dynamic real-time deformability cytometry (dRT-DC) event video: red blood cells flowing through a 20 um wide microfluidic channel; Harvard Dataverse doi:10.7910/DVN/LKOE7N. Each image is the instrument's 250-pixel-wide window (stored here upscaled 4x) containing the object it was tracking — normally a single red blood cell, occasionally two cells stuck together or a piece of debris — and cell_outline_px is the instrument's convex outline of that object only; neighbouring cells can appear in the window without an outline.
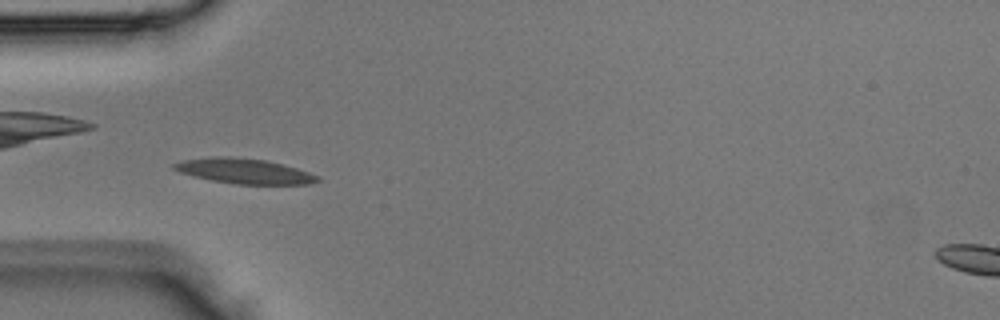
{"species": "Egyptian fruit bat (a non-hibernating species)", "species_latin": "Rousettus aegyptiacus", "temperature_condition": "room temperature", "stored_images_in_passage": 4, "camera_frame_rate_fps": 3000, "um_per_image_px": 0.085, "animal": {"sex": "male"}, "frame": {"image": 1, "passage_image": 3, "time_ms": 0.667, "image_size_px": [1000, 320], "cell_outline_px": [[320, 180], [308, 184], [232, 184], [212, 180], [180, 172], [172, 168], [172, 164], [184, 160], [212, 156], [228, 156], [264, 160], [296, 168], [320, 176]], "centroid_in_image_um": [20.75, 14.54], "position_along_channel_um": 64.2, "area_um2": 20.75}}
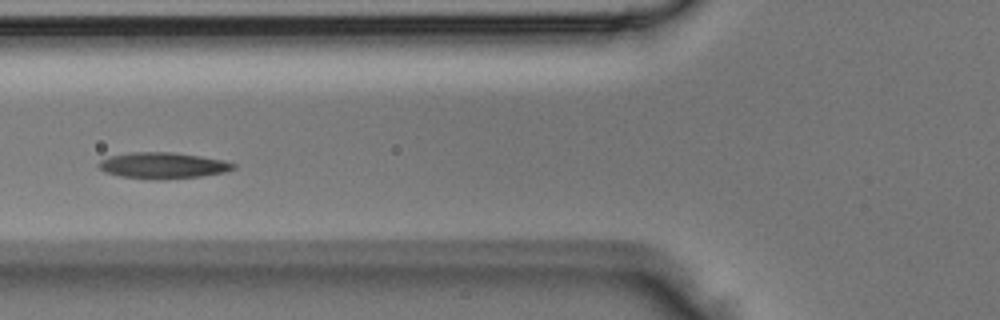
{"frame": {"image": 2, "passage_image": 4, "time_ms": 1.0, "image_size_px": [1000, 320], "cell_outline_px": [[236, 168], [224, 172], [200, 176], [164, 180], [152, 180], [120, 176], [104, 172], [96, 164], [100, 160], [112, 156], [132, 152], [172, 152], [200, 156], [224, 160], [236, 164]], "centroid_in_image_um": [13.84, 14.08], "position_along_channel_um": 112.0, "area_um2": 20.63}}